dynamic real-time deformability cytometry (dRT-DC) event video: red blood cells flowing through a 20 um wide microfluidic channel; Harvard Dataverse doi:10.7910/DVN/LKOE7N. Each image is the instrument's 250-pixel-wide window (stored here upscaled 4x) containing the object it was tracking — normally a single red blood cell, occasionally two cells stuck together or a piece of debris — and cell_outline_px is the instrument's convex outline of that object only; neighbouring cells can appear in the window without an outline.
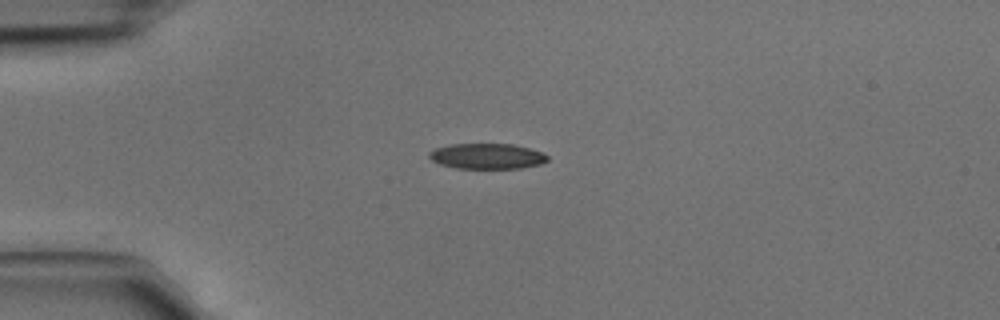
{"species": "common noctule bat (a hibernating species)", "species_latin": "Nyctalus noctula", "temperature_condition": "cold", "stored_images_in_passage": 34, "camera_frame_rate_fps": 3000, "um_per_image_px": 0.085, "animal": {"sex": "male", "body_mass_g": 15.6}, "frame": {"image": 1, "passage_image": 1, "time_ms": 0.0, "image_size_px": [1000, 320], "cell_outline_px": [[548, 160], [540, 164], [520, 168], [456, 168], [440, 164], [432, 160], [428, 156], [428, 152], [436, 148], [452, 144], [512, 144], [544, 152], [548, 156]], "centroid_in_image_um": [41.4, 13.27], "position_along_channel_um": 43.6, "area_um2": 17.51}}
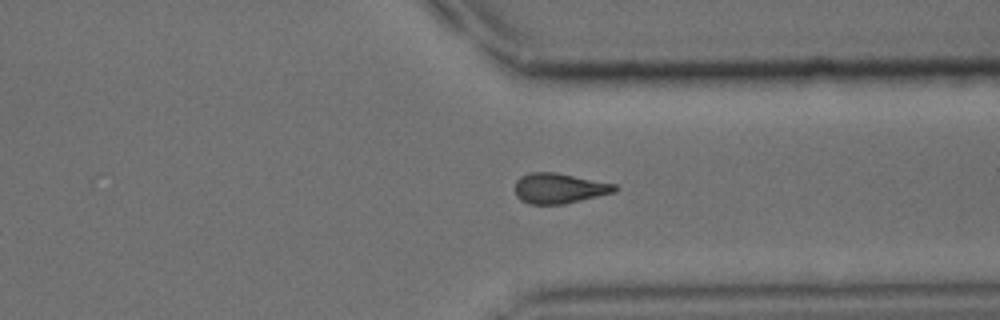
{"frame": {"image": 2, "passage_image": 24, "time_ms": 7.667, "image_size_px": [1000, 320], "cell_outline_px": [[616, 192], [564, 204], [528, 204], [520, 200], [516, 196], [516, 180], [520, 176], [528, 172], [556, 172], [616, 184]], "centroid_in_image_um": [47.51, 16.0], "position_along_channel_um": 363.9, "area_um2": 17.69}}
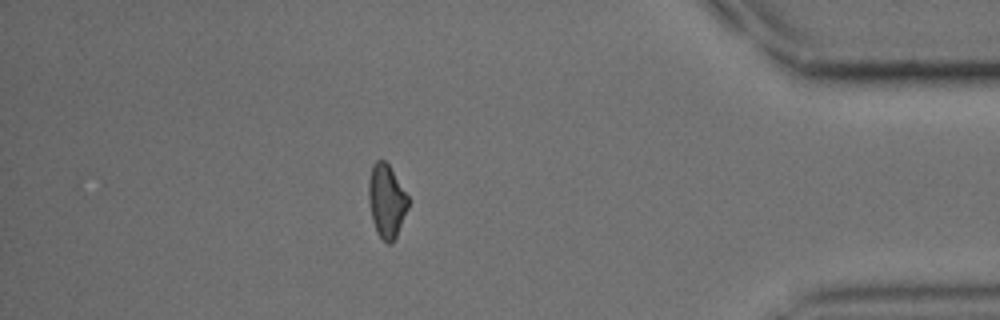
{"frame": {"image": 3, "passage_image": 29, "time_ms": 9.333, "image_size_px": [1000, 320], "cell_outline_px": [[408, 208], [396, 236], [392, 244], [388, 244], [376, 232], [372, 220], [368, 200], [368, 180], [372, 164], [376, 160], [384, 160], [388, 164], [408, 196]], "centroid_in_image_um": [32.83, 17.08], "position_along_channel_um": 402.4, "area_um2": 16.88}}